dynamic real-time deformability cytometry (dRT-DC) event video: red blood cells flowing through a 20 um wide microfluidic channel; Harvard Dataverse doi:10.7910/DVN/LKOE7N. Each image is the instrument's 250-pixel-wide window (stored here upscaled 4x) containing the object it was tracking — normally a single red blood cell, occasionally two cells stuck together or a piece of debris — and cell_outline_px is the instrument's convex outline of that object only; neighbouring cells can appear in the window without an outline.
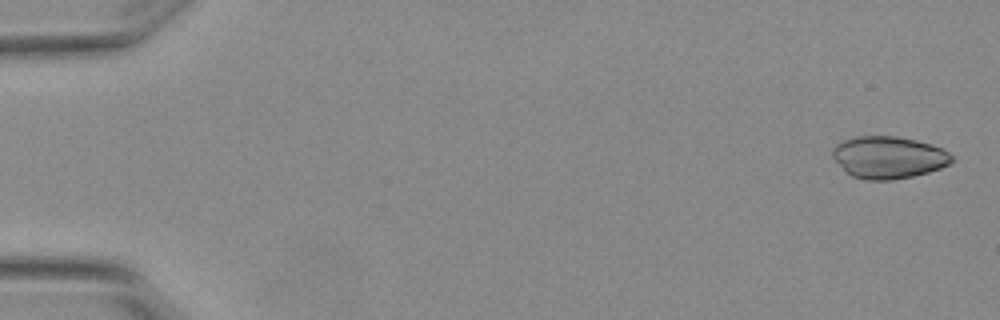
{"species": "Egyptian fruit bat (a non-hibernating species)", "species_latin": "Rousettus aegyptiacus", "temperature_condition": "warm", "stored_images_in_passage": 3, "camera_frame_rate_fps": 3000, "um_per_image_px": 0.085, "animal": {"sex": "female"}, "frame": {"image": 1, "passage_image": 1, "time_ms": 0.0, "image_size_px": [1000, 320], "cell_outline_px": [[952, 160], [948, 164], [940, 168], [928, 172], [912, 176], [892, 180], [864, 180], [852, 176], [832, 156], [832, 148], [836, 144], [844, 140], [856, 136], [896, 136], [916, 140], [932, 144], [948, 152], [952, 156]], "centroid_in_image_um": [75.52, 13.37], "position_along_channel_um": 9.5, "area_um2": 29.07}}